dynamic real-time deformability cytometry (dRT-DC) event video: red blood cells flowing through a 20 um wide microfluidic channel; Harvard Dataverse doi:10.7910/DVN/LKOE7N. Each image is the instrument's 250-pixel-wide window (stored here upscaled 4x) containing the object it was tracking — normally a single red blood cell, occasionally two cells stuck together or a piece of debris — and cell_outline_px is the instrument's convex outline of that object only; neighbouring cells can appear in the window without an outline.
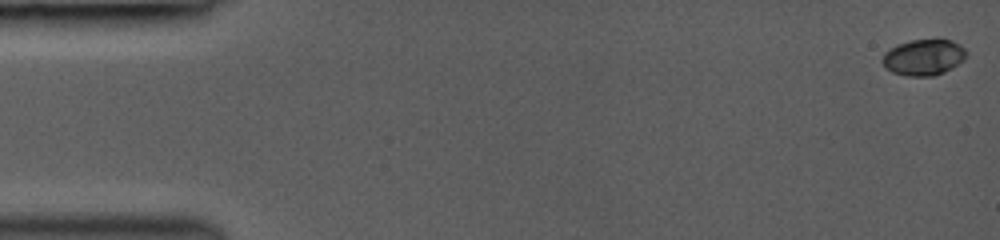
{"species": "common noctule bat (a hibernating species)", "species_latin": "Nyctalus noctula", "temperature_condition": "room temperature", "stored_images_in_passage": 8, "camera_frame_rate_fps": 3000, "um_per_image_px": 0.085, "animal": {"sex": "female", "body_mass_g": 19.0, "forearm_length_mm": 53.3}, "frame": {"image": 1, "passage_image": 1, "time_ms": 0.0, "image_size_px": [1000, 240], "cell_outline_px": [[968, 52], [964, 60], [952, 68], [944, 72], [932, 76], [908, 76], [892, 72], [884, 68], [880, 60], [884, 52], [888, 48], [912, 40], [940, 36], [952, 40], [960, 44]], "centroid_in_image_um": [78.52, 4.83], "position_along_channel_um": 6.5, "area_um2": 18.38}}
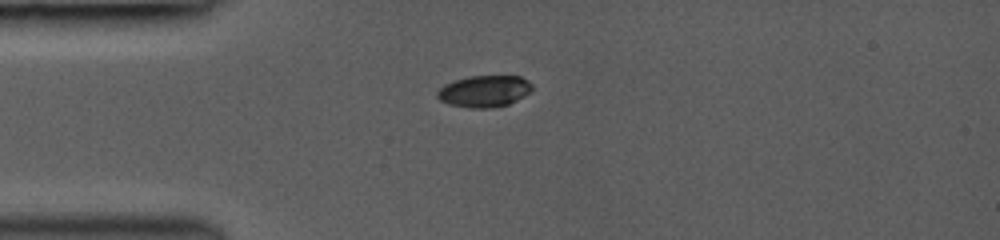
{"frame": {"image": 2, "passage_image": 7, "time_ms": 4.0, "image_size_px": [1000, 240], "cell_outline_px": [[532, 88], [524, 96], [508, 104], [492, 108], [472, 108], [448, 104], [440, 100], [436, 96], [436, 92], [444, 84], [452, 80], [468, 76], [520, 76], [528, 80], [532, 84]], "centroid_in_image_um": [41.13, 7.74], "position_along_channel_um": 43.9, "area_um2": 17.57}}